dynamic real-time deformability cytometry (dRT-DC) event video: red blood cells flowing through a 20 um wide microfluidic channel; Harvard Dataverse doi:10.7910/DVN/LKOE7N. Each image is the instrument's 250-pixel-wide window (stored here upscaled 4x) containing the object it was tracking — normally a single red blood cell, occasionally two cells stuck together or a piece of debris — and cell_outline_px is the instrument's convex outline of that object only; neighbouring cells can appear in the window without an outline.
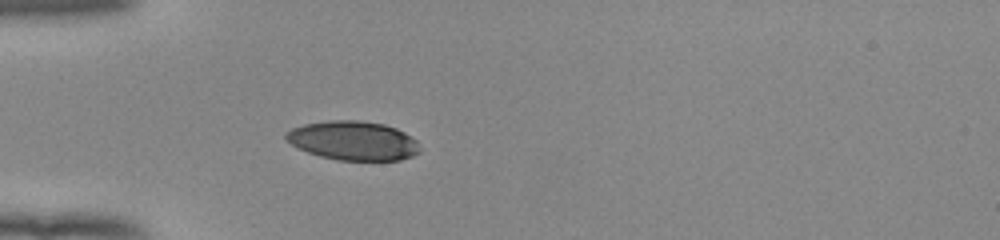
{"species": "human", "species_latin": "Homo sapiens", "temperature_condition": "room temperature", "stored_images_in_passage": 37, "camera_frame_rate_fps": 3000, "um_per_image_px": 0.085, "donor": {"sex": "female"}, "frame": {"image": 1, "passage_image": 1, "time_ms": 0.0, "image_size_px": [1000, 240], "cell_outline_px": [[420, 152], [412, 156], [400, 160], [336, 160], [320, 156], [308, 152], [284, 140], [284, 132], [292, 128], [304, 124], [328, 120], [360, 120], [384, 124], [396, 128], [404, 132], [416, 140], [420, 148]], "centroid_in_image_um": [30.0, 11.95], "position_along_channel_um": 55.0, "area_um2": 30.63}}
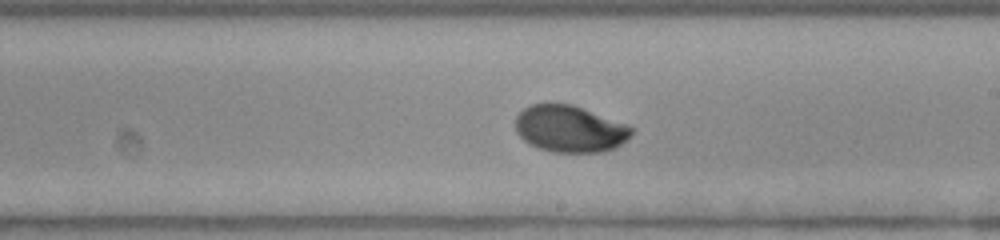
{"frame": {"image": 2, "passage_image": 16, "time_ms": 5.0, "image_size_px": [1000, 240], "cell_outline_px": [[636, 128], [628, 140], [616, 148], [600, 152], [552, 152], [540, 148], [524, 140], [516, 132], [516, 116], [524, 108], [532, 104], [572, 104], [628, 124]], "centroid_in_image_um": [48.49, 10.95], "position_along_channel_um": 240.5, "area_um2": 31.73}}
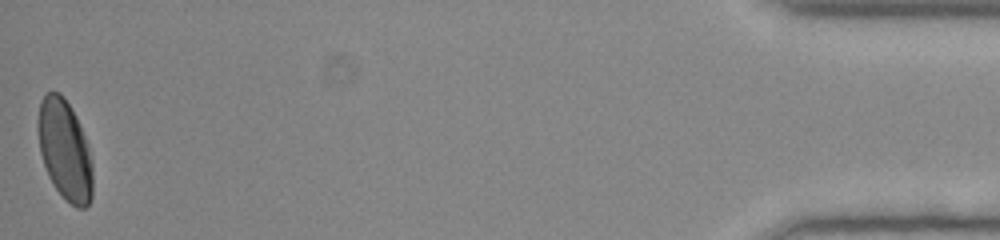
{"frame": {"image": 3, "passage_image": 37, "time_ms": 12.0, "image_size_px": [1000, 240], "cell_outline_px": [[92, 196], [88, 204], [84, 208], [76, 208], [56, 188], [48, 176], [40, 152], [36, 124], [36, 120], [40, 100], [48, 92], [60, 92], [64, 96], [72, 108], [76, 116], [88, 144], [92, 164]], "centroid_in_image_um": [5.49, 12.7], "position_along_channel_um": 429.7, "area_um2": 32.08}, "authors_computed_cell_mechanics": {"area_um2": 31.7322, "velocity_mm_per_s": 3.9444, "shape_relaxation_time_tau1_ms": 3.3853, "shape_relaxation_time_tau2_ms": null, "deformation_change_tau1": 0.1437, "deformation_change_tau2": null}}